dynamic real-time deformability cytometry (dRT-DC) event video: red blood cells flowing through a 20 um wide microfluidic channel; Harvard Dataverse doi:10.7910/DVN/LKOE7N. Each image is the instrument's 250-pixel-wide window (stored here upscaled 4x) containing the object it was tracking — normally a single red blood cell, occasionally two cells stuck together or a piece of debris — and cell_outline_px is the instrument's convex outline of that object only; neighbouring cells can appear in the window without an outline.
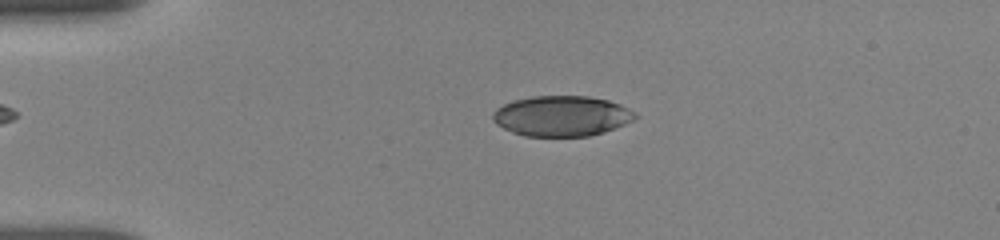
{"species": "human", "species_latin": "Homo sapiens", "temperature_condition": "room temperature", "stored_images_in_passage": 39, "camera_frame_rate_fps": 3000, "um_per_image_px": 0.085, "donor": {"sex": "female"}, "frame": {"image": 1, "passage_image": 8, "time_ms": 3.0, "image_size_px": [1000, 240], "cell_outline_px": [[640, 116], [624, 124], [604, 132], [588, 136], [524, 136], [512, 132], [496, 124], [492, 120], [492, 112], [496, 108], [504, 104], [516, 100], [532, 96], [588, 96], [608, 100], [620, 104], [636, 112]], "centroid_in_image_um": [47.74, 9.86], "position_along_channel_um": 37.3, "area_um2": 33.58}}
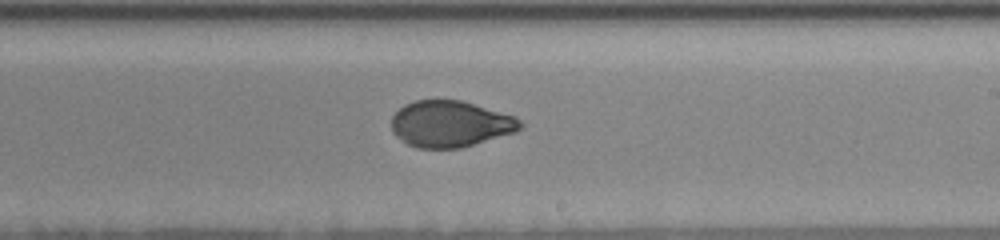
{"frame": {"image": 2, "passage_image": 22, "time_ms": 9.667, "image_size_px": [1000, 240], "cell_outline_px": [[524, 124], [516, 132], [460, 148], [416, 148], [408, 144], [396, 136], [392, 132], [392, 116], [404, 104], [416, 100], [460, 100], [516, 116]], "centroid_in_image_um": [38.28, 10.53], "position_along_channel_um": 250.7, "area_um2": 34.74}}
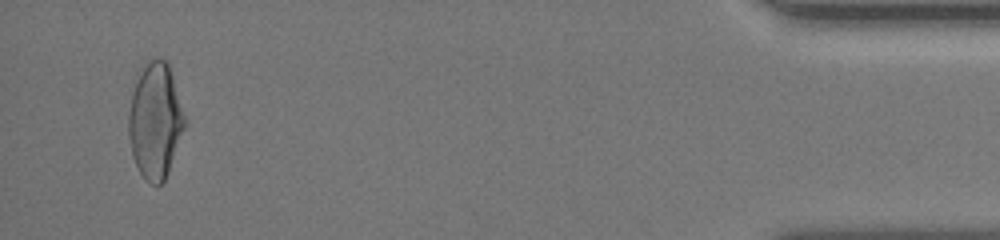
{"frame": {"image": 3, "passage_image": 37, "time_ms": 16.0, "image_size_px": [1000, 240], "cell_outline_px": [[188, 124], [168, 172], [164, 180], [160, 184], [148, 184], [144, 180], [132, 156], [128, 136], [128, 112], [136, 72], [152, 56], [156, 56], [168, 60]], "centroid_in_image_um": [13.2, 10.2], "position_along_channel_um": 422.0, "area_um2": 39.07}, "authors_computed_cell_mechanics": {"area_um2": 35.6048, "velocity_mm_per_s": 3.8136, "shape_relaxation_time_tau1_ms": 7.0141, "shape_relaxation_time_tau2_ms": 0.7541, "deformation_change_tau1": 0.1773, "deformation_change_tau2": 0.0383}}